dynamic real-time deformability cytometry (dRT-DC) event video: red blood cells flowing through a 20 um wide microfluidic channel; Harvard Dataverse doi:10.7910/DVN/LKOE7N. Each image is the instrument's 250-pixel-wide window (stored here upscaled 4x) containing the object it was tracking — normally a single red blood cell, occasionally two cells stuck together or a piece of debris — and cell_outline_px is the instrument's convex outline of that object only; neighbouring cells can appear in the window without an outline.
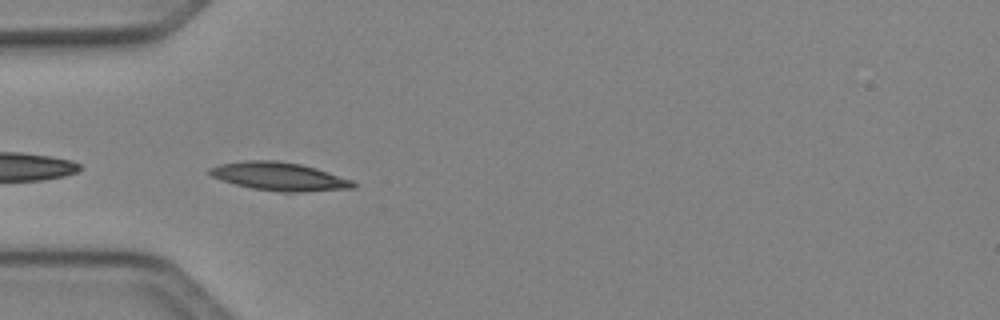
{"species": "Egyptian fruit bat (a non-hibernating species)", "species_latin": "Rousettus aegyptiacus", "temperature_condition": "cold", "stored_images_in_passage": 4, "camera_frame_rate_fps": 3000, "um_per_image_px": 0.085, "animal": {"sex": "female"}, "frame": {"image": 1, "passage_image": 1, "time_ms": 0.0, "image_size_px": [1000, 320], "cell_outline_px": [[356, 188], [304, 192], [280, 192], [252, 188], [220, 180], [212, 176], [208, 172], [208, 168], [220, 164], [244, 160], [276, 160], [300, 164], [316, 168], [352, 180], [356, 184]], "centroid_in_image_um": [23.74, 15.0], "position_along_channel_um": 61.3, "area_um2": 23.7}}